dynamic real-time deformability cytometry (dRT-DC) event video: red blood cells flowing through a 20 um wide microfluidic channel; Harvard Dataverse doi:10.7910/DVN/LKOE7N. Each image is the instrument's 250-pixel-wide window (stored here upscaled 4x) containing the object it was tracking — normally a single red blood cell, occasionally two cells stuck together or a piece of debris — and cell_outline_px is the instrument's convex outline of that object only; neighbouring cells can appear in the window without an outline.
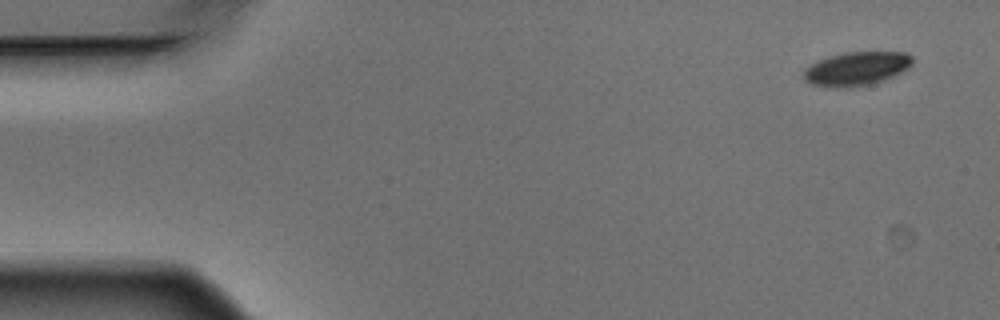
{"species": "Egyptian fruit bat (a non-hibernating species)", "species_latin": "Rousettus aegyptiacus", "temperature_condition": "warm", "stored_images_in_passage": 4, "camera_frame_rate_fps": 3000, "um_per_image_px": 0.085, "animal": {"sex": "male"}, "frame": {"image": 1, "passage_image": 1, "time_ms": 0.0, "image_size_px": [1000, 320], "cell_outline_px": [[912, 64], [908, 68], [892, 76], [868, 84], [848, 88], [840, 88], [812, 84], [804, 80], [804, 68], [828, 56], [844, 52], [904, 52], [912, 56]], "centroid_in_image_um": [72.78, 5.83], "position_along_channel_um": 12.2, "area_um2": 21.1}}
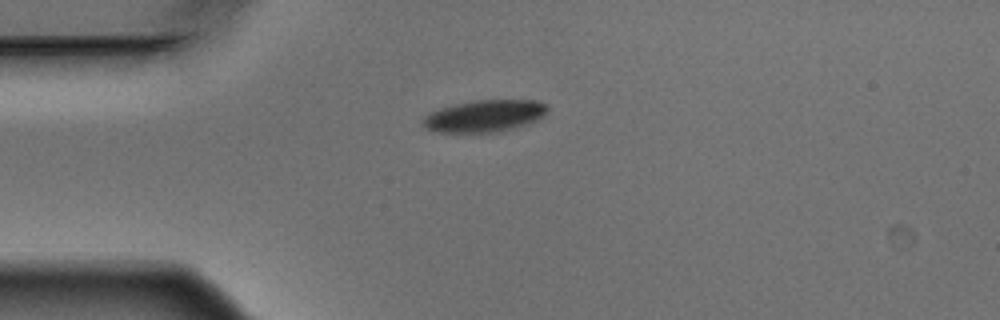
{"frame": {"image": 2, "passage_image": 4, "time_ms": 1.0, "image_size_px": [1000, 320], "cell_outline_px": [[548, 108], [544, 116], [528, 124], [516, 128], [496, 132], [436, 132], [424, 128], [420, 120], [424, 116], [432, 112], [456, 104], [476, 100], [536, 100], [548, 104]], "centroid_in_image_um": [41.21, 9.86], "position_along_channel_um": 43.8, "area_um2": 23.24}}